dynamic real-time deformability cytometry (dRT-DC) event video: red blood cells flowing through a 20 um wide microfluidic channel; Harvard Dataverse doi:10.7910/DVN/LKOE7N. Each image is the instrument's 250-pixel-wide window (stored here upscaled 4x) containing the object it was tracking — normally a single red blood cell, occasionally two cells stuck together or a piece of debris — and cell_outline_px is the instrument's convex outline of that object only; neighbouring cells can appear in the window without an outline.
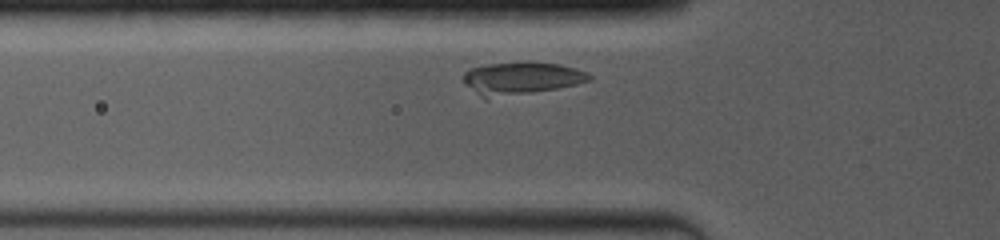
{"species": "common noctule bat (a hibernating species)", "species_latin": "Nyctalus noctula", "temperature_condition": "room temperature", "stored_images_in_passage": 35, "camera_frame_rate_fps": 4000, "um_per_image_px": 0.085, "animal": {"sex": "female", "body_mass_g": 19.0, "forearm_length_mm": 53.3}, "frame": {"image": 1, "passage_image": 2, "time_ms": 0.25, "image_size_px": [1000, 240], "cell_outline_px": [[592, 80], [576, 84], [556, 88], [488, 100], [484, 100], [464, 84], [464, 72], [468, 68], [484, 64], [524, 60], [528, 60], [560, 64], [576, 68], [588, 72], [592, 76]], "centroid_in_image_um": [44.25, 6.64], "position_along_channel_um": 81.5, "area_um2": 24.8}}
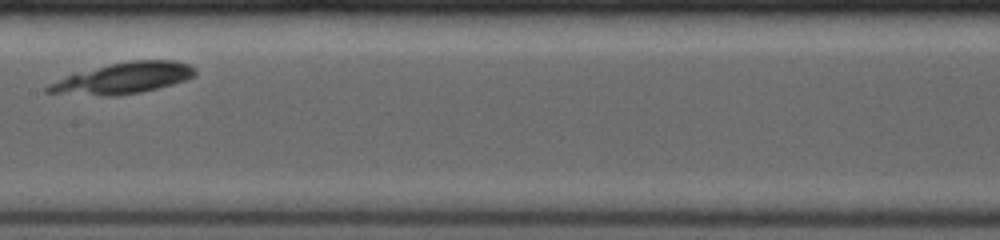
{"frame": {"image": 2, "passage_image": 14, "time_ms": 3.25, "image_size_px": [1000, 240], "cell_outline_px": [[196, 76], [172, 84], [140, 92], [116, 96], [100, 96], [44, 92], [44, 88], [48, 84], [76, 72], [108, 64], [128, 60], [176, 60], [188, 64], [196, 68]], "centroid_in_image_um": [10.47, 6.64], "position_along_channel_um": 196.9, "area_um2": 26.7}}
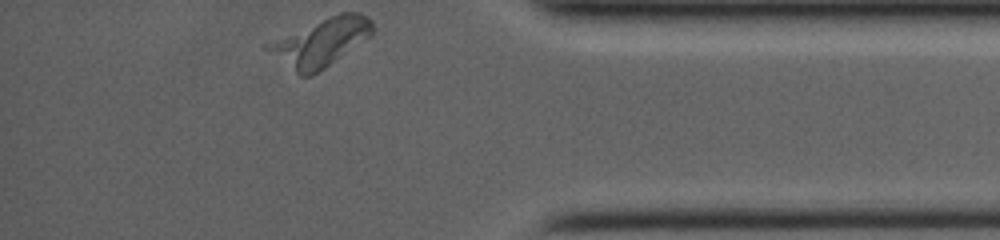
{"frame": {"image": 3, "passage_image": 35, "time_ms": 9.0, "image_size_px": [1000, 240], "cell_outline_px": [[376, 28], [372, 36], [312, 76], [300, 76], [264, 48], [264, 44], [328, 16], [340, 12], [360, 12], [368, 16], [372, 20]], "centroid_in_image_um": [27.34, 3.57], "position_along_channel_um": 407.9, "area_um2": 29.07}}